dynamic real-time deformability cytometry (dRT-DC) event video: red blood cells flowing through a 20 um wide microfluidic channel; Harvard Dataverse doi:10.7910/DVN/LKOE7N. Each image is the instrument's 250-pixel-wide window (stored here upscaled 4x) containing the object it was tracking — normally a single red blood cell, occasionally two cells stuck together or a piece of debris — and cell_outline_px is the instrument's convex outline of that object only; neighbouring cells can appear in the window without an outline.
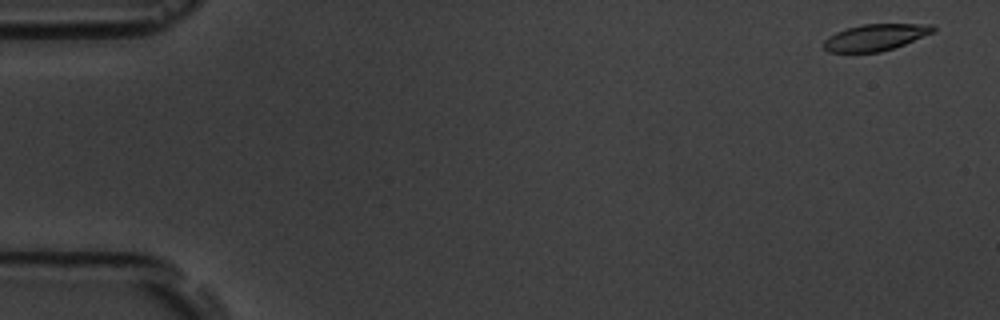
{"species": "common noctule bat (a hibernating species)", "species_latin": "Nyctalus noctula", "temperature_condition": "room temperature", "stored_images_in_passage": 54, "camera_frame_rate_fps": 3000, "um_per_image_px": 0.085, "animal": {"sex": "male", "body_mass_g": 19.5, "forearm_length_mm": 54.6}, "frame": {"image": 1, "passage_image": 2, "time_ms": 0.333, "image_size_px": [1000, 320], "cell_outline_px": [[936, 32], [904, 44], [880, 52], [828, 52], [824, 48], [824, 40], [828, 36], [836, 32], [860, 24], [932, 24], [936, 28]], "centroid_in_image_um": [74.43, 3.16], "position_along_channel_um": 10.6, "area_um2": 16.94}}
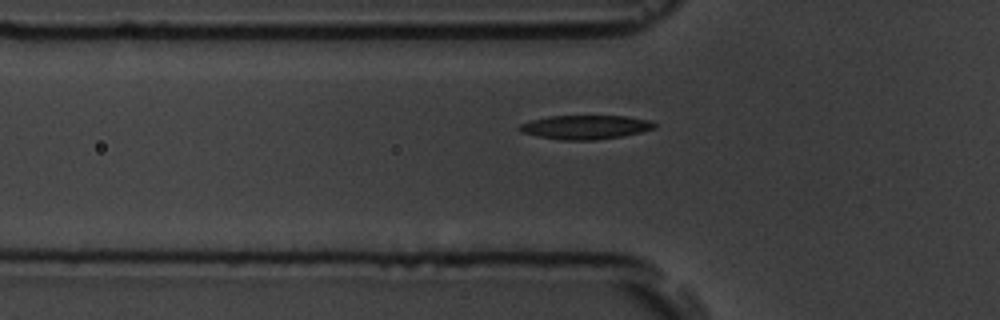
{"frame": {"image": 2, "passage_image": 18, "time_ms": 5.667, "image_size_px": [1000, 320], "cell_outline_px": [[656, 128], [640, 132], [620, 136], [596, 140], [560, 140], [536, 136], [520, 132], [516, 128], [520, 124], [532, 120], [548, 116], [628, 116], [652, 120], [656, 124]], "centroid_in_image_um": [49.74, 10.8], "position_along_channel_um": 76.1, "area_um2": 19.02}}
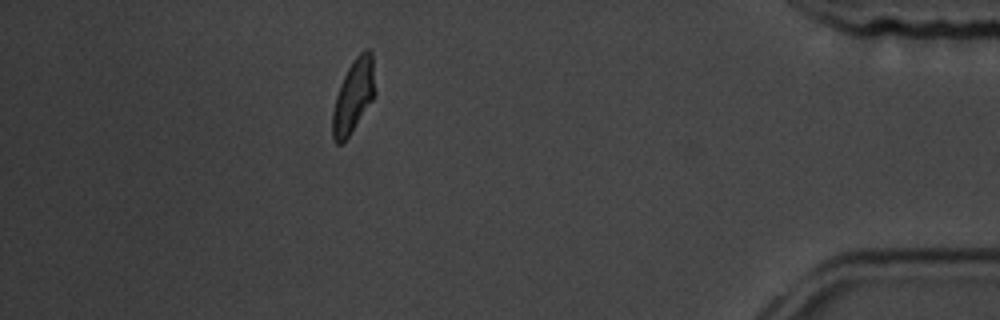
{"frame": {"image": 3, "passage_image": 48, "time_ms": 15.667, "image_size_px": [1000, 320], "cell_outline_px": [[376, 92], [372, 100], [348, 136], [340, 144], [336, 144], [332, 140], [332, 112], [336, 96], [340, 84], [352, 60], [364, 48], [368, 48], [372, 52]], "centroid_in_image_um": [30.04, 8.12], "position_along_channel_um": 405.2, "area_um2": 18.15}, "authors_computed_cell_mechanics": {"area_um2": 18.1492, "velocity_mm_per_s": 3.7707, "shape_relaxation_time_tau1_ms": 2.7007, "shape_relaxation_time_tau2_ms": 4.872, "deformation_change_tau1": 0.1377, "deformation_change_tau2": 0.0845}}